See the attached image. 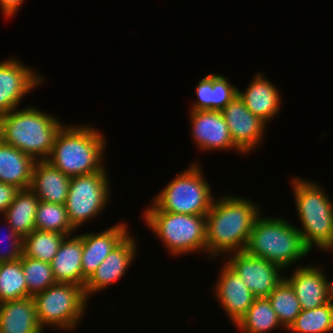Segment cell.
Here are the masks:
<instances>
[{"instance_id":"obj_16","label":"cell","mask_w":333,"mask_h":333,"mask_svg":"<svg viewBox=\"0 0 333 333\" xmlns=\"http://www.w3.org/2000/svg\"><path fill=\"white\" fill-rule=\"evenodd\" d=\"M216 282L210 289L219 307L224 311L232 326H235L246 314L256 297L244 281L225 261L216 275Z\"/></svg>"},{"instance_id":"obj_12","label":"cell","mask_w":333,"mask_h":333,"mask_svg":"<svg viewBox=\"0 0 333 333\" xmlns=\"http://www.w3.org/2000/svg\"><path fill=\"white\" fill-rule=\"evenodd\" d=\"M136 240L137 236L130 232L86 280L84 292L88 300L98 292L101 293L120 282L122 277H126L124 275L131 269L139 252Z\"/></svg>"},{"instance_id":"obj_4","label":"cell","mask_w":333,"mask_h":333,"mask_svg":"<svg viewBox=\"0 0 333 333\" xmlns=\"http://www.w3.org/2000/svg\"><path fill=\"white\" fill-rule=\"evenodd\" d=\"M245 251L275 263L285 271L289 267L295 268L296 263L297 266L302 265L299 262L312 253L296 225L283 216H266L263 213L254 222Z\"/></svg>"},{"instance_id":"obj_19","label":"cell","mask_w":333,"mask_h":333,"mask_svg":"<svg viewBox=\"0 0 333 333\" xmlns=\"http://www.w3.org/2000/svg\"><path fill=\"white\" fill-rule=\"evenodd\" d=\"M221 73H210L201 77L195 87V101L189 110H214L222 111L238 94L235 86Z\"/></svg>"},{"instance_id":"obj_34","label":"cell","mask_w":333,"mask_h":333,"mask_svg":"<svg viewBox=\"0 0 333 333\" xmlns=\"http://www.w3.org/2000/svg\"><path fill=\"white\" fill-rule=\"evenodd\" d=\"M26 0H0V11L2 13V16L4 15L5 19H10L14 16H16L17 12L20 11V9L24 5Z\"/></svg>"},{"instance_id":"obj_35","label":"cell","mask_w":333,"mask_h":333,"mask_svg":"<svg viewBox=\"0 0 333 333\" xmlns=\"http://www.w3.org/2000/svg\"><path fill=\"white\" fill-rule=\"evenodd\" d=\"M326 252H329V253L331 252L333 254V241L330 244V246L323 253H326Z\"/></svg>"},{"instance_id":"obj_6","label":"cell","mask_w":333,"mask_h":333,"mask_svg":"<svg viewBox=\"0 0 333 333\" xmlns=\"http://www.w3.org/2000/svg\"><path fill=\"white\" fill-rule=\"evenodd\" d=\"M200 163L199 159L192 160L150 199L143 211L206 215L215 196Z\"/></svg>"},{"instance_id":"obj_1","label":"cell","mask_w":333,"mask_h":333,"mask_svg":"<svg viewBox=\"0 0 333 333\" xmlns=\"http://www.w3.org/2000/svg\"><path fill=\"white\" fill-rule=\"evenodd\" d=\"M250 197L221 193L206 214V254L209 261L244 251L256 218L262 213ZM257 203V204H256Z\"/></svg>"},{"instance_id":"obj_2","label":"cell","mask_w":333,"mask_h":333,"mask_svg":"<svg viewBox=\"0 0 333 333\" xmlns=\"http://www.w3.org/2000/svg\"><path fill=\"white\" fill-rule=\"evenodd\" d=\"M91 123L65 124L58 132L47 161L68 177L102 171L107 137Z\"/></svg>"},{"instance_id":"obj_22","label":"cell","mask_w":333,"mask_h":333,"mask_svg":"<svg viewBox=\"0 0 333 333\" xmlns=\"http://www.w3.org/2000/svg\"><path fill=\"white\" fill-rule=\"evenodd\" d=\"M0 333H44L33 297L0 303Z\"/></svg>"},{"instance_id":"obj_17","label":"cell","mask_w":333,"mask_h":333,"mask_svg":"<svg viewBox=\"0 0 333 333\" xmlns=\"http://www.w3.org/2000/svg\"><path fill=\"white\" fill-rule=\"evenodd\" d=\"M130 232L128 221H119L105 230L93 232L89 229V233L80 234L83 244L82 274L86 280Z\"/></svg>"},{"instance_id":"obj_5","label":"cell","mask_w":333,"mask_h":333,"mask_svg":"<svg viewBox=\"0 0 333 333\" xmlns=\"http://www.w3.org/2000/svg\"><path fill=\"white\" fill-rule=\"evenodd\" d=\"M290 180L301 226L296 227L311 251L324 252L333 241V200L317 181L296 175Z\"/></svg>"},{"instance_id":"obj_10","label":"cell","mask_w":333,"mask_h":333,"mask_svg":"<svg viewBox=\"0 0 333 333\" xmlns=\"http://www.w3.org/2000/svg\"><path fill=\"white\" fill-rule=\"evenodd\" d=\"M23 63L12 56L0 61V116L18 108L25 96L45 85V77Z\"/></svg>"},{"instance_id":"obj_27","label":"cell","mask_w":333,"mask_h":333,"mask_svg":"<svg viewBox=\"0 0 333 333\" xmlns=\"http://www.w3.org/2000/svg\"><path fill=\"white\" fill-rule=\"evenodd\" d=\"M286 332L333 333V299L315 309L301 310Z\"/></svg>"},{"instance_id":"obj_33","label":"cell","mask_w":333,"mask_h":333,"mask_svg":"<svg viewBox=\"0 0 333 333\" xmlns=\"http://www.w3.org/2000/svg\"><path fill=\"white\" fill-rule=\"evenodd\" d=\"M19 190L14 185L0 182V217L3 216L9 205L13 202Z\"/></svg>"},{"instance_id":"obj_9","label":"cell","mask_w":333,"mask_h":333,"mask_svg":"<svg viewBox=\"0 0 333 333\" xmlns=\"http://www.w3.org/2000/svg\"><path fill=\"white\" fill-rule=\"evenodd\" d=\"M107 169L105 167L102 171L71 177L65 207L76 231L88 221L98 220L103 210L108 208L112 199V184Z\"/></svg>"},{"instance_id":"obj_8","label":"cell","mask_w":333,"mask_h":333,"mask_svg":"<svg viewBox=\"0 0 333 333\" xmlns=\"http://www.w3.org/2000/svg\"><path fill=\"white\" fill-rule=\"evenodd\" d=\"M38 323L45 331L75 332L87 313L88 303L84 287L77 284L55 283L33 296ZM84 317V318H83Z\"/></svg>"},{"instance_id":"obj_23","label":"cell","mask_w":333,"mask_h":333,"mask_svg":"<svg viewBox=\"0 0 333 333\" xmlns=\"http://www.w3.org/2000/svg\"><path fill=\"white\" fill-rule=\"evenodd\" d=\"M35 160L0 139V182L30 188Z\"/></svg>"},{"instance_id":"obj_13","label":"cell","mask_w":333,"mask_h":333,"mask_svg":"<svg viewBox=\"0 0 333 333\" xmlns=\"http://www.w3.org/2000/svg\"><path fill=\"white\" fill-rule=\"evenodd\" d=\"M190 136L198 151L230 152L245 156L232 141L222 111L189 110Z\"/></svg>"},{"instance_id":"obj_30","label":"cell","mask_w":333,"mask_h":333,"mask_svg":"<svg viewBox=\"0 0 333 333\" xmlns=\"http://www.w3.org/2000/svg\"><path fill=\"white\" fill-rule=\"evenodd\" d=\"M35 227L38 230L57 232L64 235L76 233L68 219L65 205L43 202L41 200L37 207Z\"/></svg>"},{"instance_id":"obj_20","label":"cell","mask_w":333,"mask_h":333,"mask_svg":"<svg viewBox=\"0 0 333 333\" xmlns=\"http://www.w3.org/2000/svg\"><path fill=\"white\" fill-rule=\"evenodd\" d=\"M76 234L67 235L61 242L58 252L50 262L56 283L77 284L85 287L86 279L82 274V237Z\"/></svg>"},{"instance_id":"obj_7","label":"cell","mask_w":333,"mask_h":333,"mask_svg":"<svg viewBox=\"0 0 333 333\" xmlns=\"http://www.w3.org/2000/svg\"><path fill=\"white\" fill-rule=\"evenodd\" d=\"M141 215L148 230L173 258L199 252L206 255V215L165 211H143Z\"/></svg>"},{"instance_id":"obj_18","label":"cell","mask_w":333,"mask_h":333,"mask_svg":"<svg viewBox=\"0 0 333 333\" xmlns=\"http://www.w3.org/2000/svg\"><path fill=\"white\" fill-rule=\"evenodd\" d=\"M252 76L245 89L238 88V95L246 107L268 125L282 111L283 93L264 72H256Z\"/></svg>"},{"instance_id":"obj_28","label":"cell","mask_w":333,"mask_h":333,"mask_svg":"<svg viewBox=\"0 0 333 333\" xmlns=\"http://www.w3.org/2000/svg\"><path fill=\"white\" fill-rule=\"evenodd\" d=\"M67 235L34 229L23 238V255L45 262H51Z\"/></svg>"},{"instance_id":"obj_24","label":"cell","mask_w":333,"mask_h":333,"mask_svg":"<svg viewBox=\"0 0 333 333\" xmlns=\"http://www.w3.org/2000/svg\"><path fill=\"white\" fill-rule=\"evenodd\" d=\"M40 200L30 189H20L1 218H4L12 229L25 238L35 227L37 207Z\"/></svg>"},{"instance_id":"obj_14","label":"cell","mask_w":333,"mask_h":333,"mask_svg":"<svg viewBox=\"0 0 333 333\" xmlns=\"http://www.w3.org/2000/svg\"><path fill=\"white\" fill-rule=\"evenodd\" d=\"M222 114L234 145L246 156L253 154L265 141L268 125L255 116L237 94Z\"/></svg>"},{"instance_id":"obj_11","label":"cell","mask_w":333,"mask_h":333,"mask_svg":"<svg viewBox=\"0 0 333 333\" xmlns=\"http://www.w3.org/2000/svg\"><path fill=\"white\" fill-rule=\"evenodd\" d=\"M223 259L244 281L256 298H267L285 278V270L275 263L250 255L245 250Z\"/></svg>"},{"instance_id":"obj_32","label":"cell","mask_w":333,"mask_h":333,"mask_svg":"<svg viewBox=\"0 0 333 333\" xmlns=\"http://www.w3.org/2000/svg\"><path fill=\"white\" fill-rule=\"evenodd\" d=\"M3 221L6 225L0 227V263L17 261L21 259L23 254V238L12 229L4 218ZM3 232L7 233L3 235ZM6 244L8 245L6 246Z\"/></svg>"},{"instance_id":"obj_15","label":"cell","mask_w":333,"mask_h":333,"mask_svg":"<svg viewBox=\"0 0 333 333\" xmlns=\"http://www.w3.org/2000/svg\"><path fill=\"white\" fill-rule=\"evenodd\" d=\"M324 263L300 265L289 270L285 279L293 287L302 310L315 309L333 299L332 280L326 275Z\"/></svg>"},{"instance_id":"obj_31","label":"cell","mask_w":333,"mask_h":333,"mask_svg":"<svg viewBox=\"0 0 333 333\" xmlns=\"http://www.w3.org/2000/svg\"><path fill=\"white\" fill-rule=\"evenodd\" d=\"M22 268L28 288V297L45 291L56 283L51 264L22 254Z\"/></svg>"},{"instance_id":"obj_25","label":"cell","mask_w":333,"mask_h":333,"mask_svg":"<svg viewBox=\"0 0 333 333\" xmlns=\"http://www.w3.org/2000/svg\"><path fill=\"white\" fill-rule=\"evenodd\" d=\"M234 327L239 333H271L276 329L285 330L268 298H256Z\"/></svg>"},{"instance_id":"obj_3","label":"cell","mask_w":333,"mask_h":333,"mask_svg":"<svg viewBox=\"0 0 333 333\" xmlns=\"http://www.w3.org/2000/svg\"><path fill=\"white\" fill-rule=\"evenodd\" d=\"M39 108L29 104L0 116V139L35 161L48 159L58 132L66 124Z\"/></svg>"},{"instance_id":"obj_26","label":"cell","mask_w":333,"mask_h":333,"mask_svg":"<svg viewBox=\"0 0 333 333\" xmlns=\"http://www.w3.org/2000/svg\"><path fill=\"white\" fill-rule=\"evenodd\" d=\"M267 298L271 302L280 324L287 331L302 310L293 287L284 278Z\"/></svg>"},{"instance_id":"obj_21","label":"cell","mask_w":333,"mask_h":333,"mask_svg":"<svg viewBox=\"0 0 333 333\" xmlns=\"http://www.w3.org/2000/svg\"><path fill=\"white\" fill-rule=\"evenodd\" d=\"M71 178L47 160L35 161L30 189L39 200L65 205Z\"/></svg>"},{"instance_id":"obj_29","label":"cell","mask_w":333,"mask_h":333,"mask_svg":"<svg viewBox=\"0 0 333 333\" xmlns=\"http://www.w3.org/2000/svg\"><path fill=\"white\" fill-rule=\"evenodd\" d=\"M28 297L22 268V257L17 261L0 263V303Z\"/></svg>"}]
</instances>
